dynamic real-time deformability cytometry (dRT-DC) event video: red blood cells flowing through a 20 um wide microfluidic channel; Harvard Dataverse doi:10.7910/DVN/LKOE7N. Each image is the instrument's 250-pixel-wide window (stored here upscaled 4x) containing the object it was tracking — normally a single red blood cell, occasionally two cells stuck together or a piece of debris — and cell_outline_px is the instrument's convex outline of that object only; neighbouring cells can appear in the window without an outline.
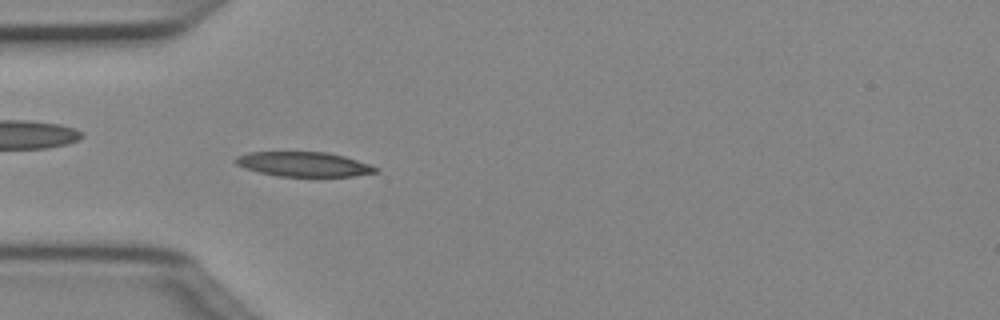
{"species": "Egyptian fruit bat (a non-hibernating species)", "species_latin": "Rousettus aegyptiacus", "temperature_condition": "cold", "stored_images_in_passage": 49, "camera_frame_rate_fps": 3000, "um_per_image_px": 0.085, "animal": {"sex": "female"}, "frame": {"image": 1, "passage_image": 14, "time_ms": 4.333, "image_size_px": [1000, 320], "cell_outline_px": [[380, 172], [352, 176], [276, 176], [244, 168], [236, 164], [232, 160], [236, 156], [248, 152], [324, 152], [344, 156], [380, 168]], "centroid_in_image_um": [25.79, 13.96], "position_along_channel_um": 59.2, "area_um2": 20.11}}
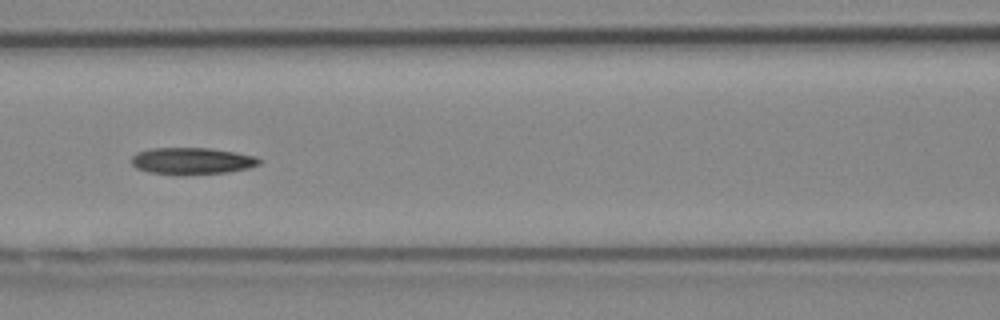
{"frame": {"image": 2, "passage_image": 21, "time_ms": 6.667, "image_size_px": [1000, 320], "cell_outline_px": [[264, 160], [260, 164], [248, 168], [228, 172], [184, 176], [176, 176], [148, 172], [136, 168], [132, 164], [132, 156], [136, 152], [152, 148], [208, 148], [236, 152], [256, 156]], "centroid_in_image_um": [16.32, 13.7], "position_along_channel_um": 150.3, "area_um2": 20.46}}
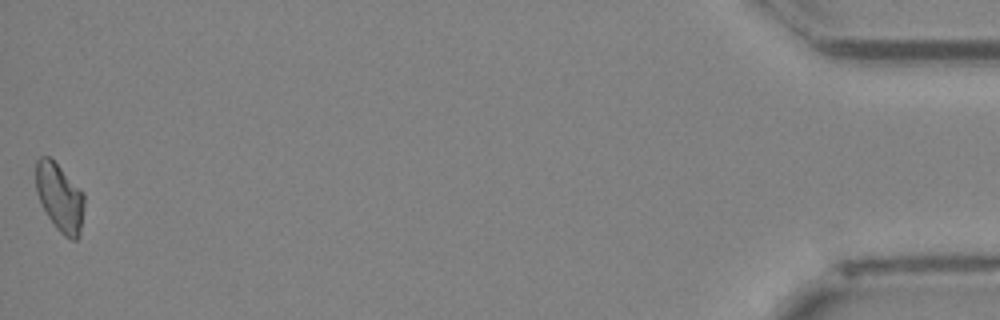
{"frame": {"image": 3, "passage_image": 49, "time_ms": 16.0, "image_size_px": [1000, 320], "cell_outline_px": [[84, 204], [80, 236], [76, 240], [72, 240], [64, 236], [56, 228], [48, 216], [36, 192], [36, 160], [40, 156], [48, 156], [84, 192]], "centroid_in_image_um": [5.09, 16.8], "position_along_channel_um": 430.1, "area_um2": 19.02}, "authors_computed_cell_mechanics": {"area_um2": 19.5364, "velocity_mm_per_s": 4.0274, "shape_relaxation_time_tau1_ms": 5.3216, "shape_relaxation_time_tau2_ms": 5.354, "deformation_change_tau1": 0.1237, "deformation_change_tau2": 0.1146}}